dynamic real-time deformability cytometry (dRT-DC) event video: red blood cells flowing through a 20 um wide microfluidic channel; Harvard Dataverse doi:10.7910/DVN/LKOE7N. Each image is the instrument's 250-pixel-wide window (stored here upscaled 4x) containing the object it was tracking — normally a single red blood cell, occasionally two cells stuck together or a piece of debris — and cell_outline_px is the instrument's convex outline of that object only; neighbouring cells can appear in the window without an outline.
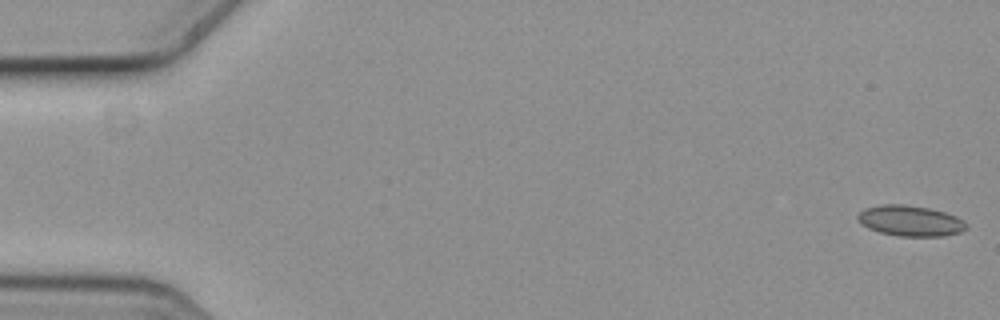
{"species": "common noctule bat (a hibernating species)", "species_latin": "Nyctalus noctula", "temperature_condition": "cold", "stored_images_in_passage": 6, "camera_frame_rate_fps": 3000, "um_per_image_px": 0.085, "animal": {"sex": "female", "body_mass_g": 19.3, "forearm_length_mm": 54.1}, "frame": {"image": 1, "passage_image": 1, "time_ms": 0.0, "image_size_px": [1000, 320], "cell_outline_px": [[968, 228], [960, 232], [944, 236], [896, 236], [880, 232], [868, 228], [860, 224], [856, 216], [864, 208], [880, 204], [904, 204], [928, 208], [944, 212], [956, 216], [964, 220], [968, 224]], "centroid_in_image_um": [77.37, 18.77], "position_along_channel_um": 7.6, "area_um2": 19.59}}
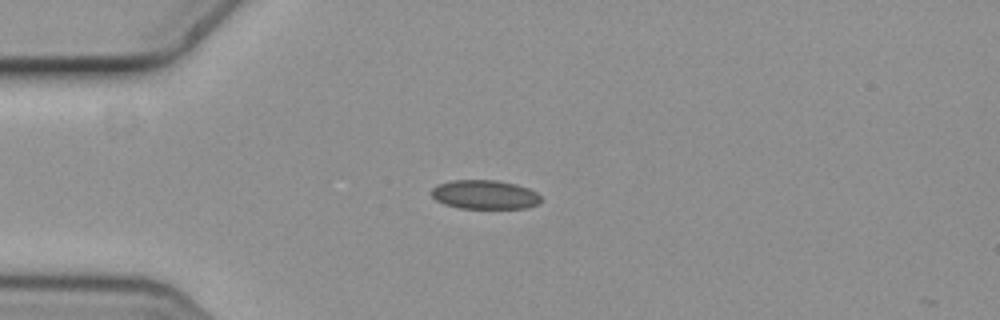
{"frame": {"image": 2, "passage_image": 5, "time_ms": 1.333, "image_size_px": [1000, 320], "cell_outline_px": [[544, 200], [540, 204], [528, 208], [460, 208], [444, 204], [436, 200], [432, 196], [432, 188], [440, 184], [452, 180], [496, 180], [516, 184], [528, 188], [536, 192]], "centroid_in_image_um": [41.26, 16.55], "position_along_channel_um": 43.7, "area_um2": 18.61}}